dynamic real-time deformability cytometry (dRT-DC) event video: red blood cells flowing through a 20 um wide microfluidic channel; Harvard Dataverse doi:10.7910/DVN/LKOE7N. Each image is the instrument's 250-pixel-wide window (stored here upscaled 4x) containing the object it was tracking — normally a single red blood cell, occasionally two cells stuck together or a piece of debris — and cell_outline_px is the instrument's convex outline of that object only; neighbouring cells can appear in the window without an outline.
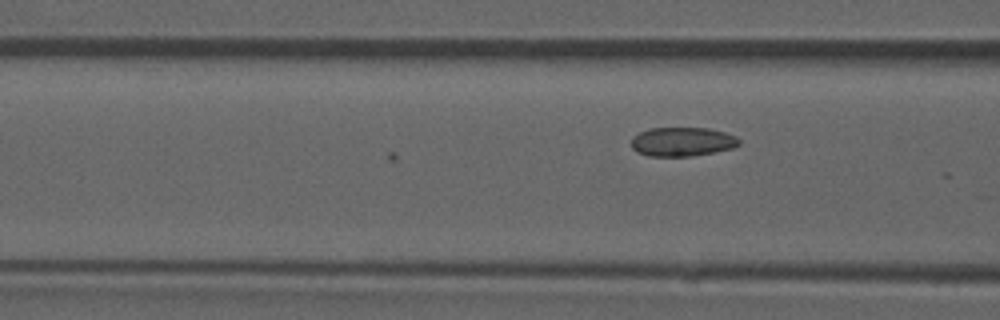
{"species": "common noctule bat (a hibernating species)", "species_latin": "Nyctalus noctula", "temperature_condition": "room temperature", "stored_images_in_passage": 7, "camera_frame_rate_fps": 3000, "um_per_image_px": 0.085, "animal": {"sex": "male", "forearm_length_mm": 52.5}, "frame": {"image": 1, "passage_image": 7, "time_ms": 2.0, "image_size_px": [1000, 320], "cell_outline_px": [[740, 144], [732, 148], [692, 156], [648, 156], [636, 152], [632, 148], [632, 136], [640, 132], [652, 128], [708, 128], [724, 132], [736, 136], [740, 140]], "centroid_in_image_um": [57.98, 12.05], "position_along_channel_um": 108.6, "area_um2": 18.21}}